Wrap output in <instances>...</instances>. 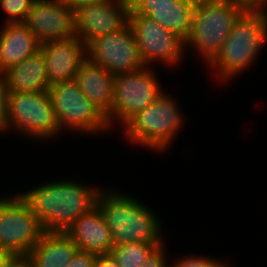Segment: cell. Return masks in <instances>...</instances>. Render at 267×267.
Returning a JSON list of instances; mask_svg holds the SVG:
<instances>
[{"label":"cell","mask_w":267,"mask_h":267,"mask_svg":"<svg viewBox=\"0 0 267 267\" xmlns=\"http://www.w3.org/2000/svg\"><path fill=\"white\" fill-rule=\"evenodd\" d=\"M10 90L4 77L0 74V131L5 129Z\"/></svg>","instance_id":"obj_25"},{"label":"cell","mask_w":267,"mask_h":267,"mask_svg":"<svg viewBox=\"0 0 267 267\" xmlns=\"http://www.w3.org/2000/svg\"><path fill=\"white\" fill-rule=\"evenodd\" d=\"M97 254L78 250L67 267H94Z\"/></svg>","instance_id":"obj_26"},{"label":"cell","mask_w":267,"mask_h":267,"mask_svg":"<svg viewBox=\"0 0 267 267\" xmlns=\"http://www.w3.org/2000/svg\"><path fill=\"white\" fill-rule=\"evenodd\" d=\"M50 85L75 79L82 62L87 58L86 44L78 37L54 40L40 46Z\"/></svg>","instance_id":"obj_14"},{"label":"cell","mask_w":267,"mask_h":267,"mask_svg":"<svg viewBox=\"0 0 267 267\" xmlns=\"http://www.w3.org/2000/svg\"><path fill=\"white\" fill-rule=\"evenodd\" d=\"M99 193L80 183L60 181L43 184L20 197L44 231L65 232L77 218L97 206Z\"/></svg>","instance_id":"obj_1"},{"label":"cell","mask_w":267,"mask_h":267,"mask_svg":"<svg viewBox=\"0 0 267 267\" xmlns=\"http://www.w3.org/2000/svg\"><path fill=\"white\" fill-rule=\"evenodd\" d=\"M267 38V13L262 10H244L234 22L220 53L210 63L222 79H228L244 70L257 56Z\"/></svg>","instance_id":"obj_3"},{"label":"cell","mask_w":267,"mask_h":267,"mask_svg":"<svg viewBox=\"0 0 267 267\" xmlns=\"http://www.w3.org/2000/svg\"><path fill=\"white\" fill-rule=\"evenodd\" d=\"M35 0H0V5L10 18L7 23H23Z\"/></svg>","instance_id":"obj_22"},{"label":"cell","mask_w":267,"mask_h":267,"mask_svg":"<svg viewBox=\"0 0 267 267\" xmlns=\"http://www.w3.org/2000/svg\"><path fill=\"white\" fill-rule=\"evenodd\" d=\"M129 12V0H108L79 7L75 11L76 37L87 45L99 36L117 32L129 23Z\"/></svg>","instance_id":"obj_12"},{"label":"cell","mask_w":267,"mask_h":267,"mask_svg":"<svg viewBox=\"0 0 267 267\" xmlns=\"http://www.w3.org/2000/svg\"><path fill=\"white\" fill-rule=\"evenodd\" d=\"M139 54L146 67L153 60L175 63L182 55L185 40L165 29L155 20L143 15H129Z\"/></svg>","instance_id":"obj_11"},{"label":"cell","mask_w":267,"mask_h":267,"mask_svg":"<svg viewBox=\"0 0 267 267\" xmlns=\"http://www.w3.org/2000/svg\"><path fill=\"white\" fill-rule=\"evenodd\" d=\"M177 261L174 267H228L223 262L204 257H185Z\"/></svg>","instance_id":"obj_24"},{"label":"cell","mask_w":267,"mask_h":267,"mask_svg":"<svg viewBox=\"0 0 267 267\" xmlns=\"http://www.w3.org/2000/svg\"><path fill=\"white\" fill-rule=\"evenodd\" d=\"M1 75L10 92H43L50 87L44 56L40 50L9 67Z\"/></svg>","instance_id":"obj_19"},{"label":"cell","mask_w":267,"mask_h":267,"mask_svg":"<svg viewBox=\"0 0 267 267\" xmlns=\"http://www.w3.org/2000/svg\"><path fill=\"white\" fill-rule=\"evenodd\" d=\"M44 230L20 195L0 199V247L25 258Z\"/></svg>","instance_id":"obj_8"},{"label":"cell","mask_w":267,"mask_h":267,"mask_svg":"<svg viewBox=\"0 0 267 267\" xmlns=\"http://www.w3.org/2000/svg\"><path fill=\"white\" fill-rule=\"evenodd\" d=\"M74 80L81 92L107 117L112 109L114 76L86 58Z\"/></svg>","instance_id":"obj_17"},{"label":"cell","mask_w":267,"mask_h":267,"mask_svg":"<svg viewBox=\"0 0 267 267\" xmlns=\"http://www.w3.org/2000/svg\"><path fill=\"white\" fill-rule=\"evenodd\" d=\"M161 245L131 242L114 246L110 254L120 267H141L150 254Z\"/></svg>","instance_id":"obj_21"},{"label":"cell","mask_w":267,"mask_h":267,"mask_svg":"<svg viewBox=\"0 0 267 267\" xmlns=\"http://www.w3.org/2000/svg\"><path fill=\"white\" fill-rule=\"evenodd\" d=\"M130 12L129 15L148 16L154 9H164L173 6L178 0H129Z\"/></svg>","instance_id":"obj_23"},{"label":"cell","mask_w":267,"mask_h":267,"mask_svg":"<svg viewBox=\"0 0 267 267\" xmlns=\"http://www.w3.org/2000/svg\"><path fill=\"white\" fill-rule=\"evenodd\" d=\"M10 267H27L25 258H18Z\"/></svg>","instance_id":"obj_32"},{"label":"cell","mask_w":267,"mask_h":267,"mask_svg":"<svg viewBox=\"0 0 267 267\" xmlns=\"http://www.w3.org/2000/svg\"><path fill=\"white\" fill-rule=\"evenodd\" d=\"M178 108L170 97L162 93L124 125L125 134L140 145L163 150L181 126L182 116Z\"/></svg>","instance_id":"obj_5"},{"label":"cell","mask_w":267,"mask_h":267,"mask_svg":"<svg viewBox=\"0 0 267 267\" xmlns=\"http://www.w3.org/2000/svg\"><path fill=\"white\" fill-rule=\"evenodd\" d=\"M62 1L73 11H76L79 7L90 4L102 3L108 0H62Z\"/></svg>","instance_id":"obj_31"},{"label":"cell","mask_w":267,"mask_h":267,"mask_svg":"<svg viewBox=\"0 0 267 267\" xmlns=\"http://www.w3.org/2000/svg\"><path fill=\"white\" fill-rule=\"evenodd\" d=\"M195 4L196 0H178L170 8L154 9L148 17L185 40L191 30Z\"/></svg>","instance_id":"obj_20"},{"label":"cell","mask_w":267,"mask_h":267,"mask_svg":"<svg viewBox=\"0 0 267 267\" xmlns=\"http://www.w3.org/2000/svg\"><path fill=\"white\" fill-rule=\"evenodd\" d=\"M243 11L230 0H196L185 45L196 47L210 64L220 53L234 22Z\"/></svg>","instance_id":"obj_4"},{"label":"cell","mask_w":267,"mask_h":267,"mask_svg":"<svg viewBox=\"0 0 267 267\" xmlns=\"http://www.w3.org/2000/svg\"><path fill=\"white\" fill-rule=\"evenodd\" d=\"M65 233L82 251L110 254L114 247L111 231L98 206L77 218Z\"/></svg>","instance_id":"obj_15"},{"label":"cell","mask_w":267,"mask_h":267,"mask_svg":"<svg viewBox=\"0 0 267 267\" xmlns=\"http://www.w3.org/2000/svg\"><path fill=\"white\" fill-rule=\"evenodd\" d=\"M97 206L111 231L114 246L131 242L162 245L159 219L136 199L101 191Z\"/></svg>","instance_id":"obj_2"},{"label":"cell","mask_w":267,"mask_h":267,"mask_svg":"<svg viewBox=\"0 0 267 267\" xmlns=\"http://www.w3.org/2000/svg\"><path fill=\"white\" fill-rule=\"evenodd\" d=\"M241 6L244 10H262L261 7L267 5V0H230Z\"/></svg>","instance_id":"obj_28"},{"label":"cell","mask_w":267,"mask_h":267,"mask_svg":"<svg viewBox=\"0 0 267 267\" xmlns=\"http://www.w3.org/2000/svg\"><path fill=\"white\" fill-rule=\"evenodd\" d=\"M79 249L61 231H44L25 257L27 267H67Z\"/></svg>","instance_id":"obj_16"},{"label":"cell","mask_w":267,"mask_h":267,"mask_svg":"<svg viewBox=\"0 0 267 267\" xmlns=\"http://www.w3.org/2000/svg\"><path fill=\"white\" fill-rule=\"evenodd\" d=\"M18 257L8 249L0 247V267H10Z\"/></svg>","instance_id":"obj_30"},{"label":"cell","mask_w":267,"mask_h":267,"mask_svg":"<svg viewBox=\"0 0 267 267\" xmlns=\"http://www.w3.org/2000/svg\"><path fill=\"white\" fill-rule=\"evenodd\" d=\"M87 58L113 76L145 67L135 34L128 23L117 32L99 36L86 45Z\"/></svg>","instance_id":"obj_10"},{"label":"cell","mask_w":267,"mask_h":267,"mask_svg":"<svg viewBox=\"0 0 267 267\" xmlns=\"http://www.w3.org/2000/svg\"><path fill=\"white\" fill-rule=\"evenodd\" d=\"M163 252V245L157 247L141 267H166V257Z\"/></svg>","instance_id":"obj_27"},{"label":"cell","mask_w":267,"mask_h":267,"mask_svg":"<svg viewBox=\"0 0 267 267\" xmlns=\"http://www.w3.org/2000/svg\"><path fill=\"white\" fill-rule=\"evenodd\" d=\"M11 125L40 138L60 131L49 92H10L5 128Z\"/></svg>","instance_id":"obj_6"},{"label":"cell","mask_w":267,"mask_h":267,"mask_svg":"<svg viewBox=\"0 0 267 267\" xmlns=\"http://www.w3.org/2000/svg\"><path fill=\"white\" fill-rule=\"evenodd\" d=\"M48 92L60 130L64 125L83 132L109 127L106 116L81 92L75 80L54 83Z\"/></svg>","instance_id":"obj_7"},{"label":"cell","mask_w":267,"mask_h":267,"mask_svg":"<svg viewBox=\"0 0 267 267\" xmlns=\"http://www.w3.org/2000/svg\"><path fill=\"white\" fill-rule=\"evenodd\" d=\"M23 23L41 44L76 36L75 11L62 0H35Z\"/></svg>","instance_id":"obj_13"},{"label":"cell","mask_w":267,"mask_h":267,"mask_svg":"<svg viewBox=\"0 0 267 267\" xmlns=\"http://www.w3.org/2000/svg\"><path fill=\"white\" fill-rule=\"evenodd\" d=\"M162 93L157 78L155 79L152 70L146 66L135 72L115 75L112 109L106 117L109 126L114 118L125 125Z\"/></svg>","instance_id":"obj_9"},{"label":"cell","mask_w":267,"mask_h":267,"mask_svg":"<svg viewBox=\"0 0 267 267\" xmlns=\"http://www.w3.org/2000/svg\"><path fill=\"white\" fill-rule=\"evenodd\" d=\"M40 46L24 23H6L0 33V74L37 53Z\"/></svg>","instance_id":"obj_18"},{"label":"cell","mask_w":267,"mask_h":267,"mask_svg":"<svg viewBox=\"0 0 267 267\" xmlns=\"http://www.w3.org/2000/svg\"><path fill=\"white\" fill-rule=\"evenodd\" d=\"M94 267H120L111 254H97Z\"/></svg>","instance_id":"obj_29"}]
</instances>
